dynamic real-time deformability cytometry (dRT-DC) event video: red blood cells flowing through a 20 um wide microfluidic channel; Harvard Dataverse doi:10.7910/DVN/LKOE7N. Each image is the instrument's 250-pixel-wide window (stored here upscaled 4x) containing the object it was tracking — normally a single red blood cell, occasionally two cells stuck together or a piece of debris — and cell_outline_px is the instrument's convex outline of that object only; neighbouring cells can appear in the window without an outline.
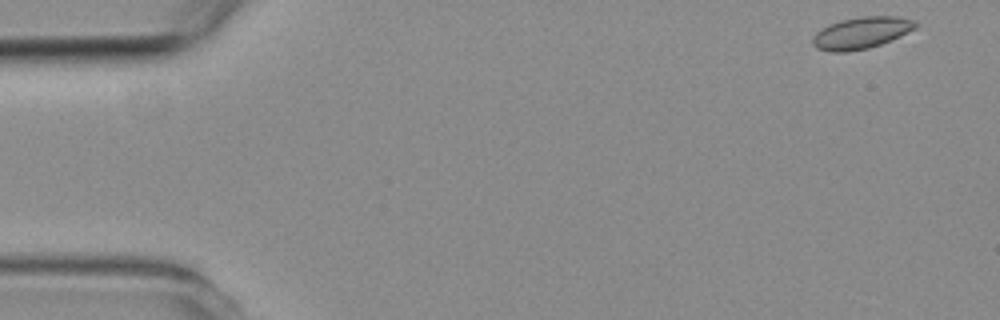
{"species": "common noctule bat (a hibernating species)", "species_latin": "Nyctalus noctula", "temperature_condition": "room temperature", "stored_images_in_passage": 5, "camera_frame_rate_fps": 3000, "um_per_image_px": 0.085, "animal": {"sex": "female", "body_mass_g": 19.3, "forearm_length_mm": 54.1}, "frame": {"image": 1, "passage_image": 1, "time_ms": 0.0, "image_size_px": [1000, 320], "cell_outline_px": [[916, 28], [880, 44], [868, 48], [848, 52], [832, 52], [816, 48], [812, 44], [812, 40], [816, 32], [828, 24], [840, 20], [864, 16], [896, 16], [916, 20]], "centroid_in_image_um": [73.18, 2.79], "position_along_channel_um": 11.8, "area_um2": 18.9}}
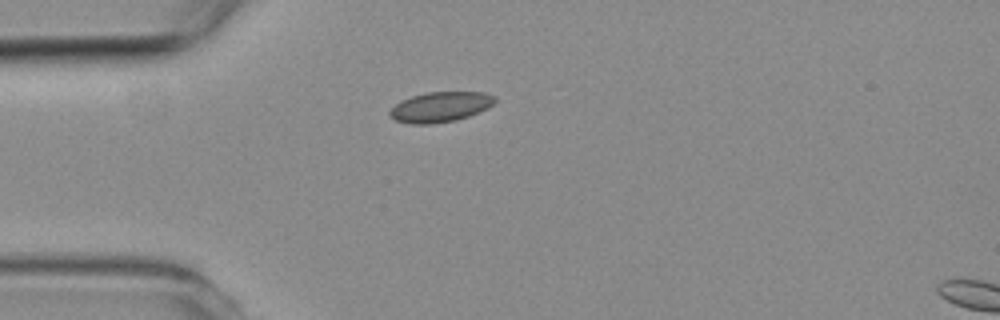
{"frame": {"image": 2, "passage_image": 4, "time_ms": 3.667, "image_size_px": [1000, 320], "cell_outline_px": [[496, 100], [488, 108], [468, 116], [456, 120], [432, 124], [412, 124], [396, 120], [388, 112], [396, 104], [412, 96], [428, 92], [484, 92], [496, 96]], "centroid_in_image_um": [37.47, 9.09], "position_along_channel_um": 47.5, "area_um2": 18.26}}